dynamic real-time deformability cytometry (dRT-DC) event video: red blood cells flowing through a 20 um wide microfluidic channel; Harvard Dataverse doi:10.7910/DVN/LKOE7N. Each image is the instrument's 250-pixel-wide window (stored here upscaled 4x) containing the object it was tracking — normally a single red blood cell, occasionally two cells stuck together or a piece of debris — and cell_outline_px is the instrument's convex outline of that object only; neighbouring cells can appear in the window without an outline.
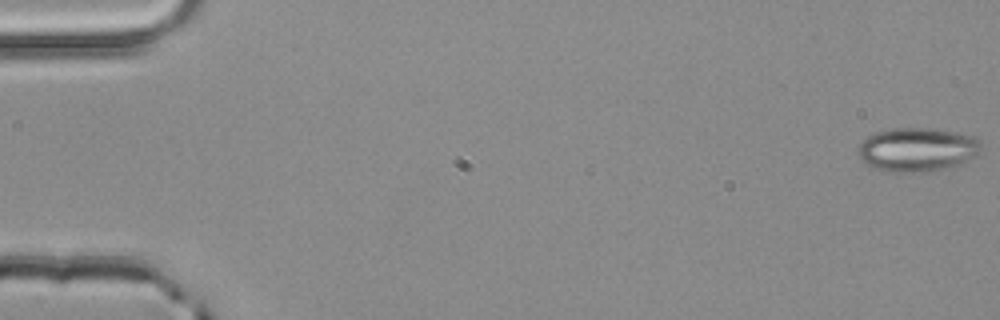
{"species": "common noctule bat (a hibernating species)", "species_latin": "Nyctalus noctula", "temperature_condition": "room temperature", "stored_images_in_passage": 52, "camera_frame_rate_fps": 3000, "um_per_image_px": 0.085, "animal": {"sex": "male", "body_mass_g": 20.4}, "frame": {"image": 1, "passage_image": 1, "time_ms": 0.0, "image_size_px": [1000, 320], "cell_outline_px": [[980, 148], [976, 156], [964, 164], [944, 168], [912, 172], [884, 172], [872, 168], [864, 164], [856, 152], [860, 144], [868, 136], [876, 132], [896, 128], [936, 128], [960, 132], [976, 136], [980, 140]], "centroid_in_image_um": [77.97, 12.71], "position_along_channel_um": 7.0, "area_um2": 31.91}}
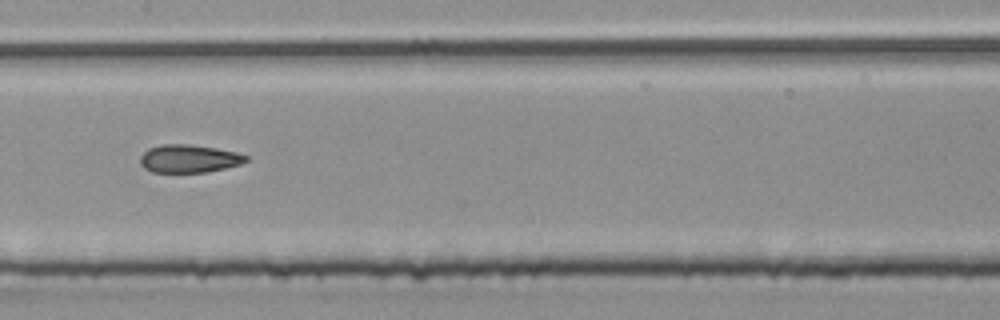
{"frame": {"image": 2, "passage_image": 27, "time_ms": 8.667, "image_size_px": [1000, 320], "cell_outline_px": [[252, 156], [248, 160], [240, 164], [208, 172], [152, 172], [144, 168], [140, 164], [140, 156], [148, 148], [160, 144], [188, 144], [216, 148], [236, 152]], "centroid_in_image_um": [16.07, 13.48], "position_along_channel_um": 191.3, "area_um2": 17.4}}
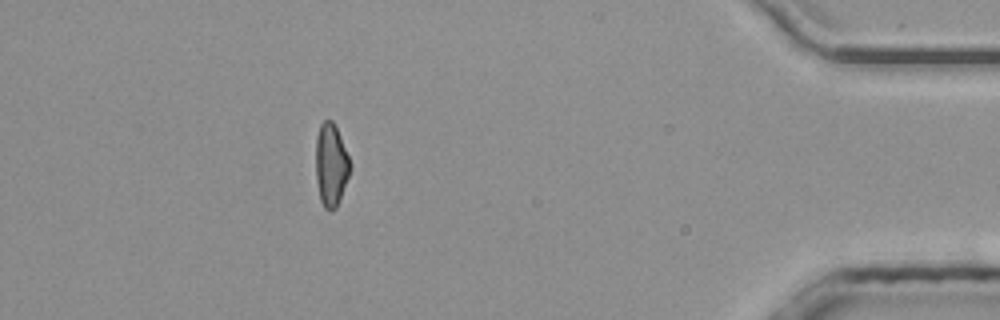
{"frame": {"image": 3, "passage_image": 47, "time_ms": 15.333, "image_size_px": [1000, 320], "cell_outline_px": [[352, 164], [340, 200], [336, 208], [332, 212], [328, 212], [324, 208], [320, 200], [316, 180], [316, 136], [320, 124], [324, 120], [332, 120], [340, 136]], "centroid_in_image_um": [28.13, 14.05], "position_along_channel_um": 407.1, "area_um2": 16.7}, "authors_computed_cell_mechanics": {"area_um2": 17.7446, "velocity_mm_per_s": 4.0467, "shape_relaxation_time_tau1_ms": 8.8917, "shape_relaxation_time_tau2_ms": 1.7942, "deformation_change_tau1": 0.1784, "deformation_change_tau2": 0.098}}